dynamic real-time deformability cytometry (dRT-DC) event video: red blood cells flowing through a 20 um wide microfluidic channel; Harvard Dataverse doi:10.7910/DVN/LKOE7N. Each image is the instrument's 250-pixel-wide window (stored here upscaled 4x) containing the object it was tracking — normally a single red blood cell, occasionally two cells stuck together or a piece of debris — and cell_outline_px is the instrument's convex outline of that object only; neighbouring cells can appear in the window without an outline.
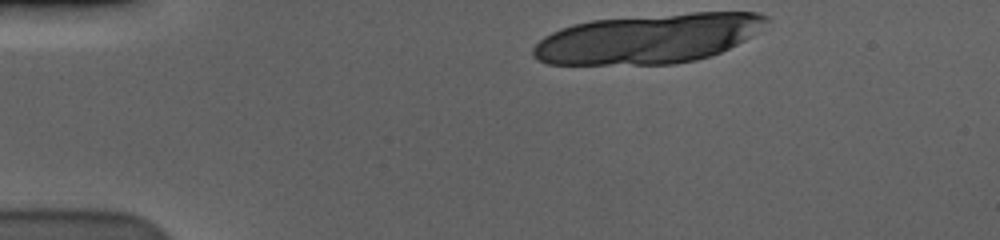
{"species": "human", "species_latin": "Homo sapiens", "temperature_condition": "cold", "stored_images_in_passage": 12, "camera_frame_rate_fps": 3000, "um_per_image_px": 0.085, "donor": {"sex": "male"}, "frame": {"image": 1, "passage_image": 1, "time_ms": 0.0, "image_size_px": [1000, 240], "cell_outline_px": [[772, 20], [752, 36], [720, 52], [696, 60], [676, 64], [548, 64], [536, 60], [532, 56], [532, 48], [544, 36], [560, 28], [572, 24], [592, 20], [692, 12], [760, 12], [768, 16]], "centroid_in_image_um": [55.11, 3.27], "position_along_channel_um": 29.9, "area_um2": 67.57}}